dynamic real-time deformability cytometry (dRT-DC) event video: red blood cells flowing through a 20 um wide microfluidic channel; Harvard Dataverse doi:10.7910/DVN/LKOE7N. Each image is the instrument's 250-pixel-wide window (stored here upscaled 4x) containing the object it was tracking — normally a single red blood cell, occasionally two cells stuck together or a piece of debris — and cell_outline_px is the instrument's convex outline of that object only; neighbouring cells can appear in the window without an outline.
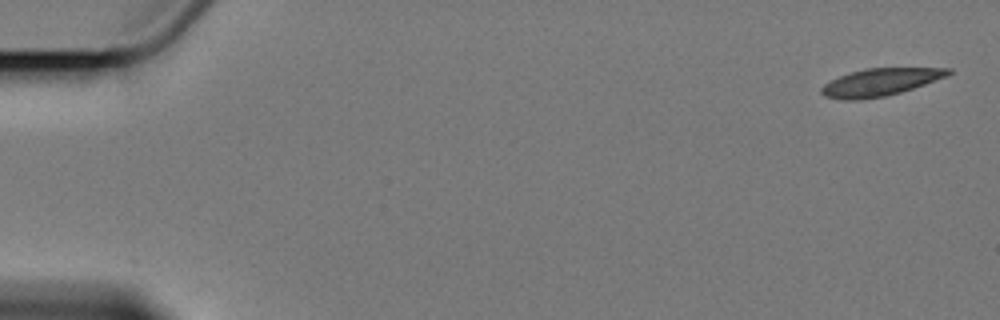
{"species": "Egyptian fruit bat (a non-hibernating species)", "species_latin": "Rousettus aegyptiacus", "temperature_condition": "cold", "stored_images_in_passage": 5, "camera_frame_rate_fps": 3000, "um_per_image_px": 0.085, "animal": {"sex": "female"}, "frame": {"image": 1, "passage_image": 1, "time_ms": 0.0, "image_size_px": [1000, 320], "cell_outline_px": [[952, 72], [948, 76], [900, 92], [884, 96], [864, 100], [840, 100], [824, 96], [820, 92], [820, 88], [824, 84], [840, 76], [864, 68], [952, 68]], "centroid_in_image_um": [74.79, 6.99], "position_along_channel_um": 10.2, "area_um2": 20.23}}